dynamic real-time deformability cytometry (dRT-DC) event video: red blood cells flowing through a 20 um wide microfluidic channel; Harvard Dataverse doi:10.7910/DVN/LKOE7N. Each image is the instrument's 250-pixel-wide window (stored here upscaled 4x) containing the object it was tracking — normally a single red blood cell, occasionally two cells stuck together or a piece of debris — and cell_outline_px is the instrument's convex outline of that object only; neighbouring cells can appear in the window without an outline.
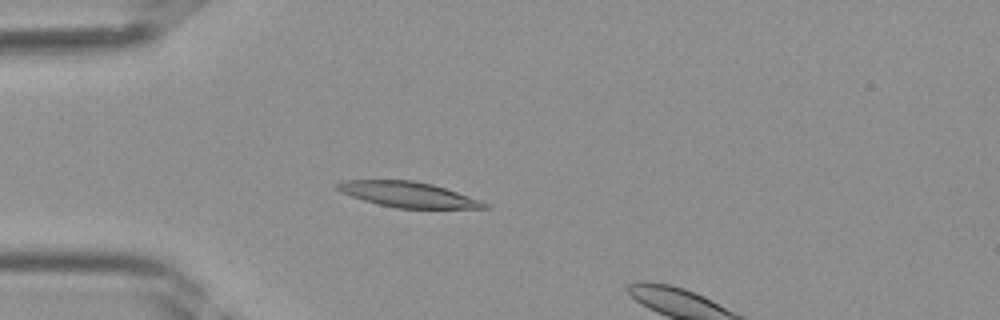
{"species": "Egyptian fruit bat (a non-hibernating species)", "species_latin": "Rousettus aegyptiacus", "temperature_condition": "room temperature", "stored_images_in_passage": 12, "camera_frame_rate_fps": 3000, "um_per_image_px": 0.085, "frame": {"image": 1, "passage_image": 10, "time_ms": 3.0, "image_size_px": [1000, 320], "cell_outline_px": [[492, 208], [396, 208], [364, 200], [340, 192], [336, 188], [336, 184], [344, 180], [412, 180], [432, 184], [480, 200], [488, 204]], "centroid_in_image_um": [34.67, 16.53], "position_along_channel_um": 50.3, "area_um2": 21.44}}